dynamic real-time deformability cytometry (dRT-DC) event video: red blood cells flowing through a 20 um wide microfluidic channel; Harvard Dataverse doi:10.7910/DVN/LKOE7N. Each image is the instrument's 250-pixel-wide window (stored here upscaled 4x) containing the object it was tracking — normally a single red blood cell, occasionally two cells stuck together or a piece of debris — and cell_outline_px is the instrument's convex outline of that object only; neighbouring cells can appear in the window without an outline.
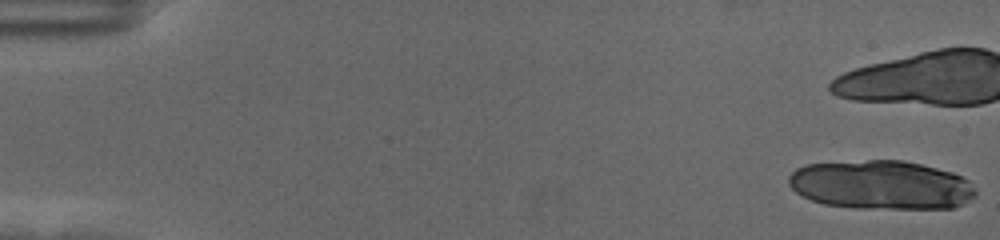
{"species": "human", "species_latin": "Homo sapiens", "temperature_condition": "cold", "stored_images_in_passage": 16, "camera_frame_rate_fps": 3000, "um_per_image_px": 0.085, "donor": {"sex": "female"}, "frame": {"image": 1, "passage_image": 1, "time_ms": 0.0, "image_size_px": [1000, 240], "cell_outline_px": [[976, 196], [952, 208], [856, 208], [824, 204], [800, 196], [788, 184], [788, 176], [796, 168], [804, 164], [868, 160], [904, 160], [952, 172], [968, 180], [976, 188]], "centroid_in_image_um": [74.86, 15.71], "position_along_channel_um": 10.1, "area_um2": 53.47}}